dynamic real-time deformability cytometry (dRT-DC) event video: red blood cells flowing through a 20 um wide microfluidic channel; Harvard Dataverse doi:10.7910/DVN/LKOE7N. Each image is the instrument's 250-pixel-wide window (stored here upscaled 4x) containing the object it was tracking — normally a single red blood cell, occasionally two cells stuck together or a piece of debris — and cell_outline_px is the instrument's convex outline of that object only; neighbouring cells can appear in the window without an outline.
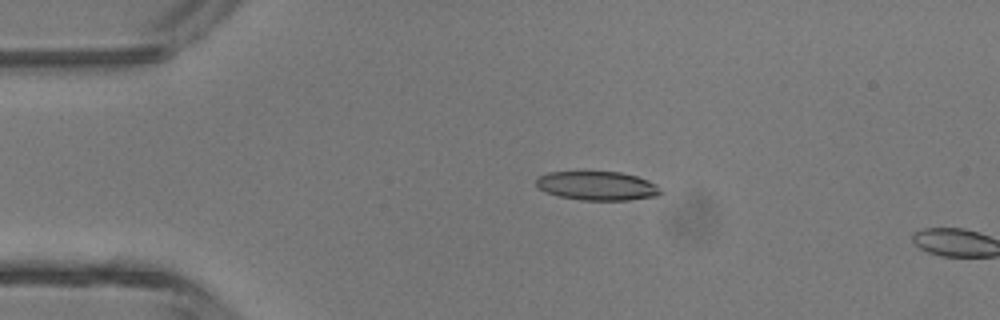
{"species": "common noctule bat (a hibernating species)", "species_latin": "Nyctalus noctula", "temperature_condition": "room temperature", "stored_images_in_passage": 4, "camera_frame_rate_fps": 3000, "um_per_image_px": 0.085, "animal": {"sex": "male", "body_mass_g": 13.3}, "frame": {"image": 1, "passage_image": 3, "time_ms": 0.667, "image_size_px": [1000, 320], "cell_outline_px": [[664, 192], [660, 196], [628, 200], [580, 200], [560, 196], [548, 192], [540, 188], [536, 184], [536, 180], [540, 176], [548, 172], [620, 172], [636, 176], [648, 180], [656, 184]], "centroid_in_image_um": [50.84, 15.8], "position_along_channel_um": 34.2, "area_um2": 20.92}}